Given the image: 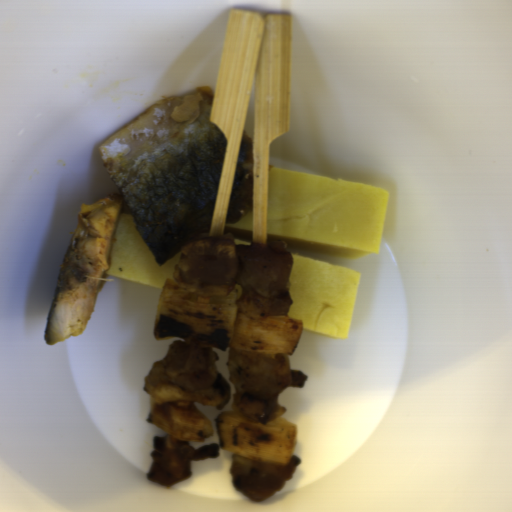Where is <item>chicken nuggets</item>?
Here are the masks:
<instances>
[{
  "label": "chicken nuggets",
  "mask_w": 512,
  "mask_h": 512,
  "mask_svg": "<svg viewBox=\"0 0 512 512\" xmlns=\"http://www.w3.org/2000/svg\"><path fill=\"white\" fill-rule=\"evenodd\" d=\"M226 368L236 389L231 409L243 422L271 423L286 411L278 399L287 388L304 387L306 374L291 368L288 355L231 348Z\"/></svg>",
  "instance_id": "chicken-nuggets-3"
},
{
  "label": "chicken nuggets",
  "mask_w": 512,
  "mask_h": 512,
  "mask_svg": "<svg viewBox=\"0 0 512 512\" xmlns=\"http://www.w3.org/2000/svg\"><path fill=\"white\" fill-rule=\"evenodd\" d=\"M218 360L213 348L177 338L166 357L152 363L142 388L158 406L189 401L222 410L230 402L231 388L215 365Z\"/></svg>",
  "instance_id": "chicken-nuggets-2"
},
{
  "label": "chicken nuggets",
  "mask_w": 512,
  "mask_h": 512,
  "mask_svg": "<svg viewBox=\"0 0 512 512\" xmlns=\"http://www.w3.org/2000/svg\"><path fill=\"white\" fill-rule=\"evenodd\" d=\"M219 454L220 446L215 443L195 448L189 440H180L168 433L154 436L152 462L146 477L168 488L189 478L191 461L217 458Z\"/></svg>",
  "instance_id": "chicken-nuggets-4"
},
{
  "label": "chicken nuggets",
  "mask_w": 512,
  "mask_h": 512,
  "mask_svg": "<svg viewBox=\"0 0 512 512\" xmlns=\"http://www.w3.org/2000/svg\"><path fill=\"white\" fill-rule=\"evenodd\" d=\"M293 257L286 241L235 244L232 232L198 237L185 246L174 266L178 287L194 296L235 294L249 318L284 317L293 303L289 282Z\"/></svg>",
  "instance_id": "chicken-nuggets-1"
},
{
  "label": "chicken nuggets",
  "mask_w": 512,
  "mask_h": 512,
  "mask_svg": "<svg viewBox=\"0 0 512 512\" xmlns=\"http://www.w3.org/2000/svg\"><path fill=\"white\" fill-rule=\"evenodd\" d=\"M300 458L292 455L286 464L258 461L233 453L229 474L236 490L252 502L267 500L293 478Z\"/></svg>",
  "instance_id": "chicken-nuggets-5"
}]
</instances>
